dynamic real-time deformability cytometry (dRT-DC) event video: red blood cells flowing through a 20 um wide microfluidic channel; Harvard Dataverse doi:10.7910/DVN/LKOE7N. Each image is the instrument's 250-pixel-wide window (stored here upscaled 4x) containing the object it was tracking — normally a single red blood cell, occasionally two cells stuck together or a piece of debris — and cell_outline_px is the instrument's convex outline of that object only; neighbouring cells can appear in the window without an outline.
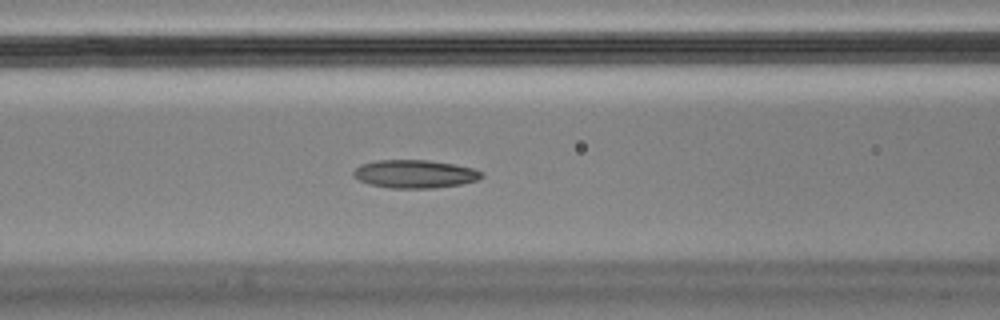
{"species": "Egyptian fruit bat (a non-hibernating species)", "species_latin": "Rousettus aegyptiacus", "temperature_condition": "cold", "stored_images_in_passage": 48, "camera_frame_rate_fps": 3000, "um_per_image_px": 0.085, "animal": {"sex": "male"}, "frame": {"image": 1, "passage_image": 14, "time_ms": 4.333, "image_size_px": [1000, 320], "cell_outline_px": [[484, 176], [480, 180], [460, 184], [432, 188], [392, 188], [368, 184], [352, 176], [352, 172], [360, 164], [376, 160], [428, 160], [456, 164], [472, 168], [484, 172]], "centroid_in_image_um": [35.27, 14.78], "position_along_channel_um": 131.3, "area_um2": 21.21}, "authors_computed_cell_mechanics": {"area_um2": 21.6172, "velocity_mm_per_s": 3.5563, "shape_relaxation_time_tau1_ms": null, "shape_relaxation_time_tau2_ms": 2.0007, "deformation_change_tau1": null, "deformation_change_tau2": 0.082}}